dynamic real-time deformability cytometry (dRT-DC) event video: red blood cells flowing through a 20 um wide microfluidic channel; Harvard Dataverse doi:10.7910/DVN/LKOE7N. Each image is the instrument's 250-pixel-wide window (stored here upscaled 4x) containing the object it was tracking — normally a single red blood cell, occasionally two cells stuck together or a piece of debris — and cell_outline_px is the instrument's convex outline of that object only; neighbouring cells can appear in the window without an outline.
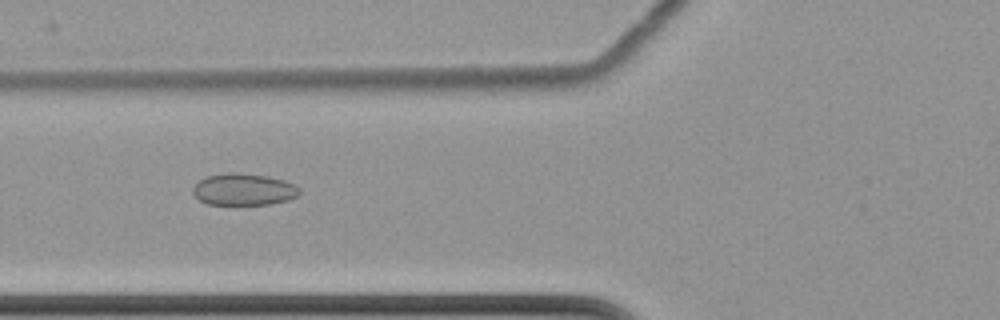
{"species": "common noctule bat (a hibernating species)", "species_latin": "Nyctalus noctula", "temperature_condition": "cold", "stored_images_in_passage": 62, "camera_frame_rate_fps": 3000, "um_per_image_px": 0.085, "animal": {"sex": "female", "body_mass_g": 22.7, "forearm_length_mm": 54.2}, "frame": {"image": 1, "passage_image": 26, "time_ms": 8.333, "image_size_px": [1000, 320], "cell_outline_px": [[300, 192], [296, 196], [288, 200], [268, 204], [208, 204], [200, 200], [192, 192], [192, 188], [204, 176], [228, 172], [236, 172], [268, 176], [284, 180], [300, 188]], "centroid_in_image_um": [20.69, 16.09], "position_along_channel_um": 105.1, "area_um2": 19.71}}
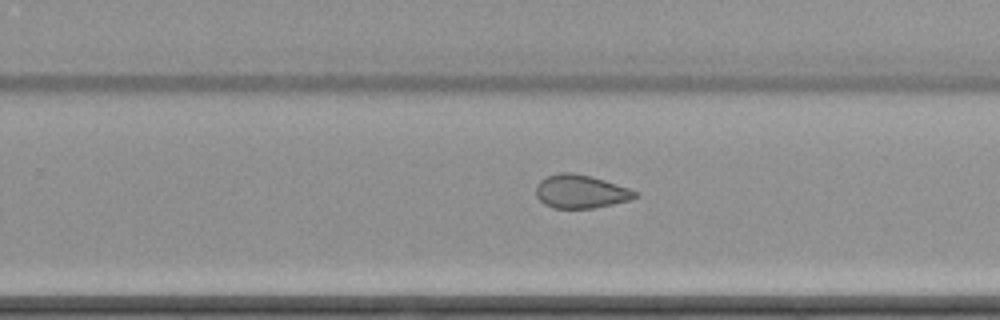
{"frame": {"image": 2, "passage_image": 41, "time_ms": 13.333, "image_size_px": [1000, 320], "cell_outline_px": [[640, 196], [632, 200], [596, 208], [552, 208], [544, 204], [536, 196], [536, 184], [540, 180], [548, 176], [560, 172], [572, 172], [592, 176], [628, 188], [636, 192]], "centroid_in_image_um": [49.36, 16.29], "position_along_channel_um": 280.4, "area_um2": 19.48}}
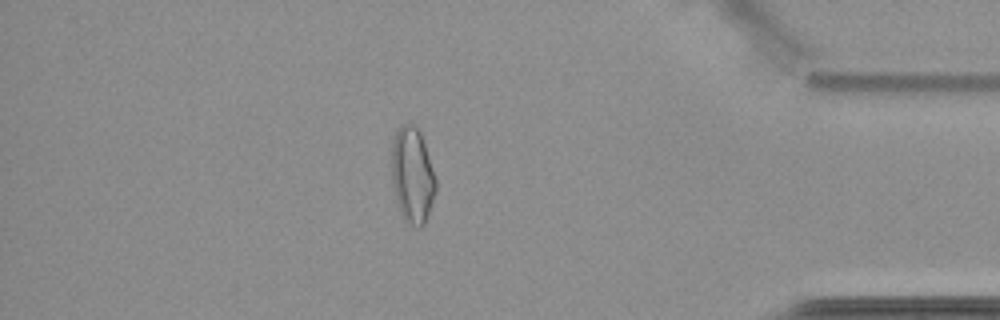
{"frame": {"image": 3, "passage_image": 54, "time_ms": 17.667, "image_size_px": [1000, 320], "cell_outline_px": [[436, 192], [424, 224], [420, 228], [404, 220], [400, 212], [396, 200], [392, 180], [392, 136], [400, 124], [408, 120], [416, 124], [420, 132], [436, 180]], "centroid_in_image_um": [35.03, 14.82], "position_along_channel_um": 400.2, "area_um2": 24.8}, "authors_computed_cell_mechanics": {"area_um2": 23.2067, "velocity_mm_per_s": 3.5026, "shape_relaxation_time_tau1_ms": null, "shape_relaxation_time_tau2_ms": 3.1224, "deformation_change_tau1": null, "deformation_change_tau2": 0.0671}}